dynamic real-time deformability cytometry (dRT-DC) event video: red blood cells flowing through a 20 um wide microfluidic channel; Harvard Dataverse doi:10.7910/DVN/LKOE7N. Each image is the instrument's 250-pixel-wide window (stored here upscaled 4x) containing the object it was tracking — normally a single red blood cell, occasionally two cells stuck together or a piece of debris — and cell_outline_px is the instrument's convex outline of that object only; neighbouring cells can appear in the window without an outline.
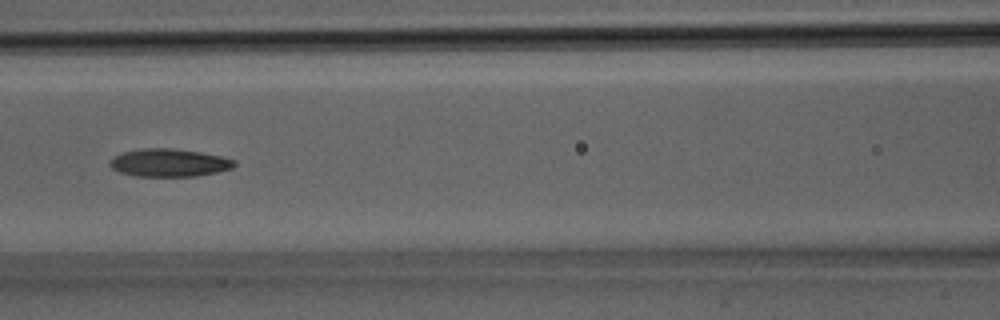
{"species": "Egyptian fruit bat (a non-hibernating species)", "species_latin": "Rousettus aegyptiacus", "temperature_condition": "room temperature", "stored_images_in_passage": 19, "camera_frame_rate_fps": 3000, "um_per_image_px": 0.085, "animal": {"sex": "male"}, "frame": {"image": 1, "passage_image": 14, "time_ms": 4.333, "image_size_px": [1000, 320], "cell_outline_px": [[236, 164], [232, 168], [216, 172], [196, 176], [136, 176], [120, 172], [112, 168], [108, 164], [108, 160], [124, 152], [144, 148], [172, 148], [200, 152], [220, 156], [236, 160]], "centroid_in_image_um": [14.37, 13.83], "position_along_channel_um": 152.2, "area_um2": 20.11}}